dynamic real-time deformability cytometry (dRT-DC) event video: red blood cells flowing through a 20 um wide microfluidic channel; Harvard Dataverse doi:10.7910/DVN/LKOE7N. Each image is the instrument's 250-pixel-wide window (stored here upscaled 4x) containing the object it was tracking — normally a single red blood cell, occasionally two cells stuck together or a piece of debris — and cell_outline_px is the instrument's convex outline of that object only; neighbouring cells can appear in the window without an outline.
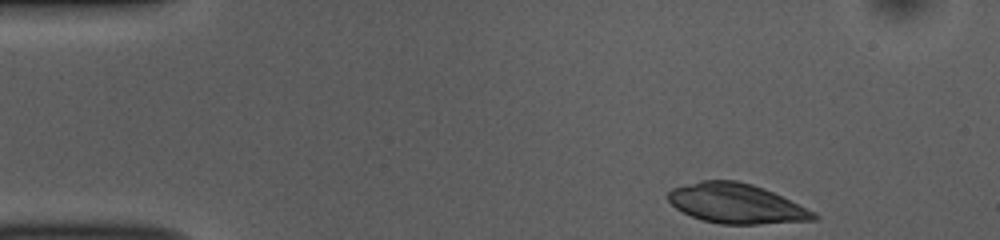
{"species": "common noctule bat (a hibernating species)", "species_latin": "Nyctalus noctula", "temperature_condition": "room temperature", "stored_images_in_passage": 46, "camera_frame_rate_fps": 3000, "um_per_image_px": 0.085, "animal": {"sex": "female", "body_mass_g": 10.0, "forearm_length_mm": 53.1}, "frame": {"image": 1, "passage_image": 1, "time_ms": 0.0, "image_size_px": [1000, 240], "cell_outline_px": [[820, 220], [756, 224], [720, 224], [700, 220], [676, 208], [668, 200], [668, 192], [672, 188], [700, 180], [736, 180], [752, 184], [764, 188], [816, 212], [820, 216]], "centroid_in_image_um": [62.62, 17.31], "position_along_channel_um": 22.4, "area_um2": 33.87}}